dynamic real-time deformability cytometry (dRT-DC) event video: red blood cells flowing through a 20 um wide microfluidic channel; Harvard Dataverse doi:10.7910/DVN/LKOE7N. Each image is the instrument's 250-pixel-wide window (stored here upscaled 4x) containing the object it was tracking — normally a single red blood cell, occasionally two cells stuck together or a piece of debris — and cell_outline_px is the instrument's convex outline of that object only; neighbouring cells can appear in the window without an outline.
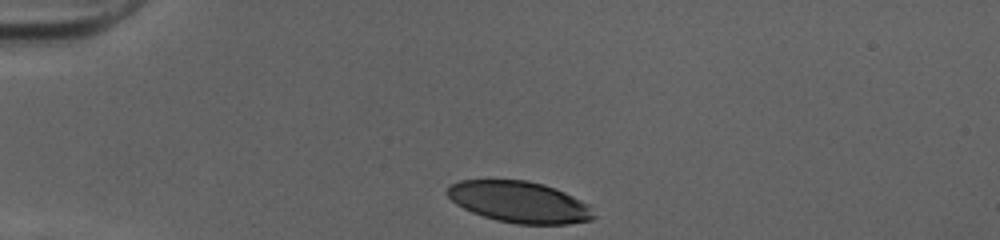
{"species": "human", "species_latin": "Homo sapiens", "temperature_condition": "cold", "stored_images_in_passage": 31, "camera_frame_rate_fps": 3000, "um_per_image_px": 0.085, "donor": {"sex": "female"}, "frame": {"image": 1, "passage_image": 1, "time_ms": 0.0, "image_size_px": [1000, 240], "cell_outline_px": [[596, 216], [592, 220], [568, 224], [516, 224], [496, 220], [472, 212], [456, 204], [444, 192], [452, 184], [460, 180], [528, 180], [544, 184], [564, 192], [588, 204]], "centroid_in_image_um": [44.15, 17.17], "position_along_channel_um": 40.9, "area_um2": 35.2}}
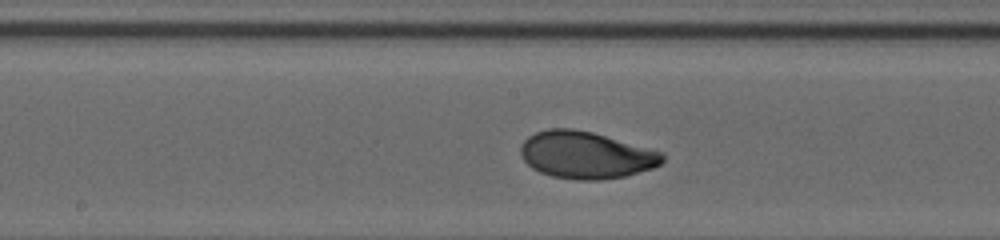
{"frame": {"image": 2, "passage_image": 16, "time_ms": 5.0, "image_size_px": [1000, 240], "cell_outline_px": [[664, 160], [660, 164], [652, 168], [624, 176], [600, 180], [576, 180], [552, 176], [540, 172], [532, 168], [520, 156], [520, 148], [524, 140], [528, 136], [536, 132], [548, 128], [572, 128], [592, 132], [664, 152]], "centroid_in_image_um": [49.79, 13.17], "position_along_channel_um": 198.4, "area_um2": 38.96}}
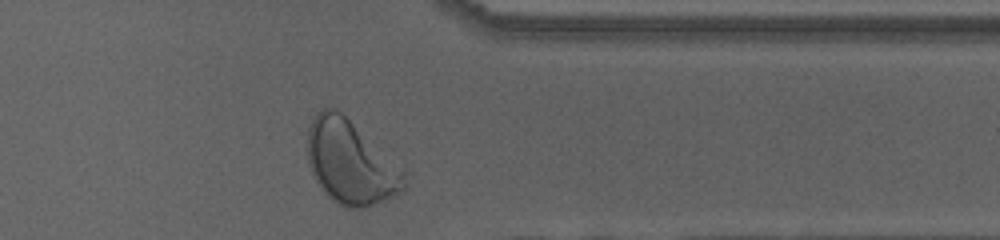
{"frame": {"image": 3, "passage_image": 30, "time_ms": 9.667, "image_size_px": [1000, 240], "cell_outline_px": [[404, 192], [364, 208], [344, 208], [332, 200], [324, 192], [312, 176], [308, 164], [308, 128], [312, 116], [320, 108], [336, 108], [404, 172]], "centroid_in_image_um": [29.73, 13.83], "position_along_channel_um": 381.7, "area_um2": 46.47}, "authors_computed_cell_mechanics": {"area_um2": 38.0902, "velocity_mm_per_s": 4.0222, "shape_relaxation_time_tau1_ms": 2.2418, "shape_relaxation_time_tau2_ms": 1.0061, "deformation_change_tau1": 0.1618, "deformation_change_tau2": 0.0469}}